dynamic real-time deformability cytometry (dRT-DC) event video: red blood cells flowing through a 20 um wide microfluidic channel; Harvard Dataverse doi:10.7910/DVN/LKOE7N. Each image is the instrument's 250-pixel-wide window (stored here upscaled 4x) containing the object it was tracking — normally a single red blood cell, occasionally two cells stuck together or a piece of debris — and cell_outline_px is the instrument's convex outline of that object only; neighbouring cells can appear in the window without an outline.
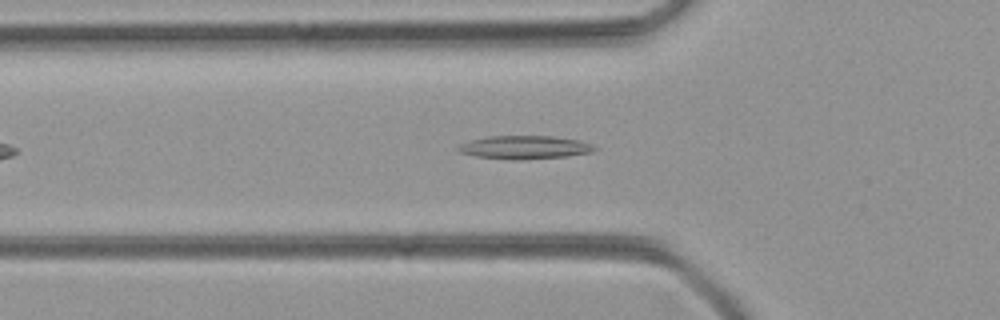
{"species": "common noctule bat (a hibernating species)", "species_latin": "Nyctalus noctula", "temperature_condition": "room temperature", "stored_images_in_passage": 41, "camera_frame_rate_fps": 3000, "um_per_image_px": 0.085, "animal": {"sex": "female", "body_mass_g": 21.9}, "frame": {"image": 1, "passage_image": 8, "time_ms": 2.333, "image_size_px": [1000, 320], "cell_outline_px": [[600, 148], [592, 152], [564, 156], [520, 160], [508, 160], [476, 156], [460, 152], [456, 148], [460, 144], [472, 140], [488, 136], [552, 136], [580, 140], [592, 144]], "centroid_in_image_um": [44.62, 12.52], "position_along_channel_um": 81.2, "area_um2": 18.55}}
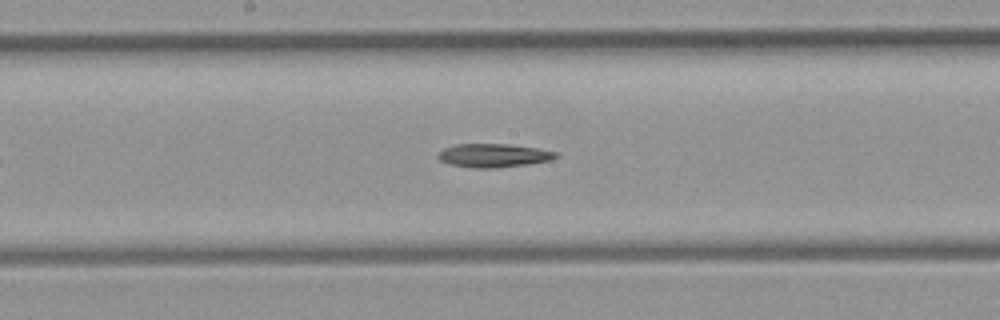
{"frame": {"image": 2, "passage_image": 17, "time_ms": 5.333, "image_size_px": [1000, 320], "cell_outline_px": [[560, 156], [552, 160], [528, 164], [492, 168], [476, 168], [448, 164], [440, 160], [436, 156], [436, 152], [444, 148], [456, 144], [508, 144], [536, 148], [556, 152]], "centroid_in_image_um": [41.92, 13.21], "position_along_channel_um": 206.3, "area_um2": 16.24}}
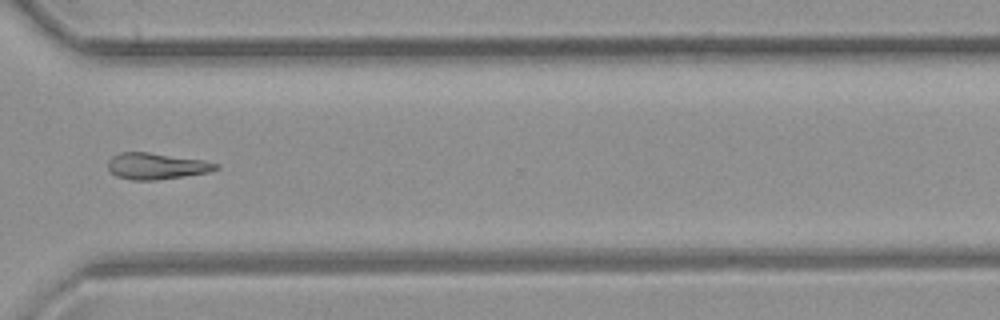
{"frame": {"image": 3, "passage_image": 28, "time_ms": 9.0, "image_size_px": [1000, 320], "cell_outline_px": [[220, 168], [208, 172], [184, 176], [156, 180], [132, 180], [116, 176], [108, 168], [108, 160], [112, 156], [120, 152], [148, 152], [204, 160], [220, 164]], "centroid_in_image_um": [13.3, 14.11], "position_along_channel_um": 357.3, "area_um2": 16.59}}